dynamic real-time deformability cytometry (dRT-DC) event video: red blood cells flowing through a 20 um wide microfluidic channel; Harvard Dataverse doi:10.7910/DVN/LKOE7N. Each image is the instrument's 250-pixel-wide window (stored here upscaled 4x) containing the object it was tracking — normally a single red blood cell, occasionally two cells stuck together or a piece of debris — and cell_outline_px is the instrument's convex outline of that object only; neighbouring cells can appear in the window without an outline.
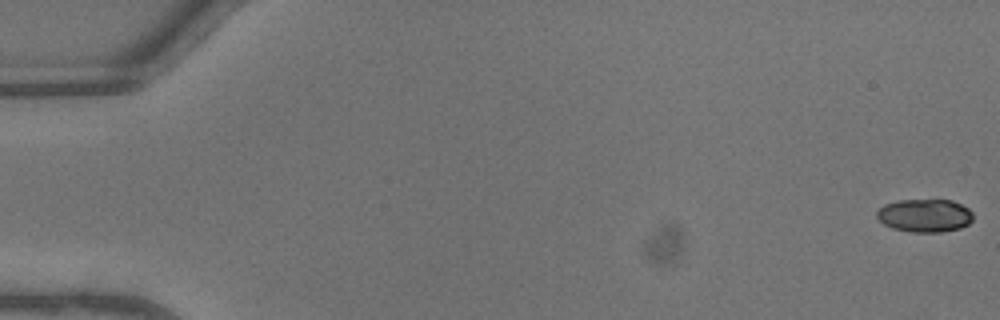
{"species": "common noctule bat (a hibernating species)", "species_latin": "Nyctalus noctula", "temperature_condition": "warm", "stored_images_in_passage": 19, "camera_frame_rate_fps": 3000, "um_per_image_px": 0.085, "animal": {"sex": "male", "body_mass_g": 13.3}, "frame": {"image": 1, "passage_image": 1, "time_ms": 0.0, "image_size_px": [1000, 320], "cell_outline_px": [[972, 220], [968, 224], [960, 228], [940, 232], [912, 232], [892, 228], [884, 224], [876, 216], [876, 212], [884, 204], [900, 200], [952, 200], [968, 208], [972, 212]], "centroid_in_image_um": [78.6, 18.32], "position_along_channel_um": 6.4, "area_um2": 18.5}}
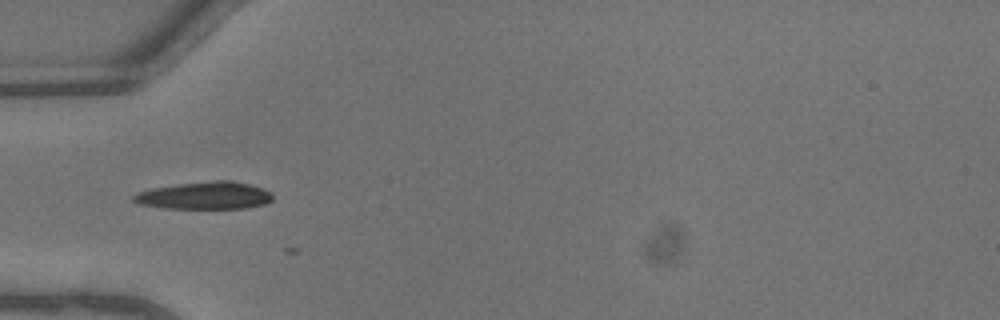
{"frame": {"image": 2, "passage_image": 16, "time_ms": 5.0, "image_size_px": [1000, 320], "cell_outline_px": [[272, 200], [264, 204], [244, 208], [164, 208], [136, 204], [132, 200], [132, 196], [140, 192], [152, 188], [180, 184], [216, 180], [232, 180], [264, 188], [272, 192]], "centroid_in_image_um": [17.41, 16.62], "position_along_channel_um": 67.6, "area_um2": 22.2}}